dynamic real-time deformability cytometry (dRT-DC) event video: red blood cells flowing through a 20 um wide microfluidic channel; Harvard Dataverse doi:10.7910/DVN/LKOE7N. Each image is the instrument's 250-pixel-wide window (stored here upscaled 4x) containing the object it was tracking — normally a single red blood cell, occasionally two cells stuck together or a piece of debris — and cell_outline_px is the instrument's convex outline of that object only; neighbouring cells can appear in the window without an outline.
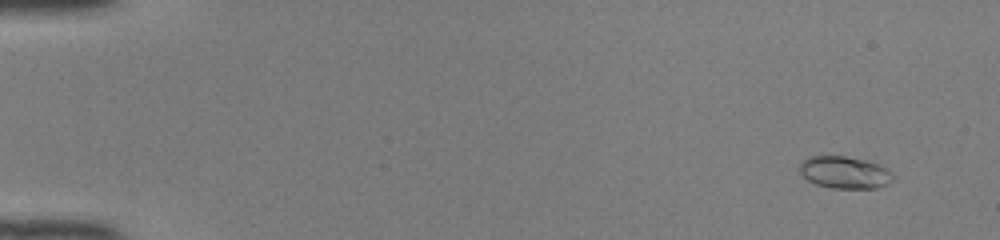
{"species": "common noctule bat (a hibernating species)", "species_latin": "Nyctalus noctula", "temperature_condition": "room temperature", "stored_images_in_passage": 50, "camera_frame_rate_fps": 3000, "um_per_image_px": 0.085, "animal": {"sex": "female", "body_mass_g": 22.0, "forearm_length_mm": 56.7}, "frame": {"image": 1, "passage_image": 4, "time_ms": 1.0, "image_size_px": [1000, 240], "cell_outline_px": [[896, 176], [888, 184], [876, 188], [832, 188], [816, 184], [808, 180], [800, 172], [800, 164], [804, 160], [812, 156], [844, 156], [864, 160], [888, 168]], "centroid_in_image_um": [71.84, 14.66], "position_along_channel_um": 13.2, "area_um2": 17.4}}
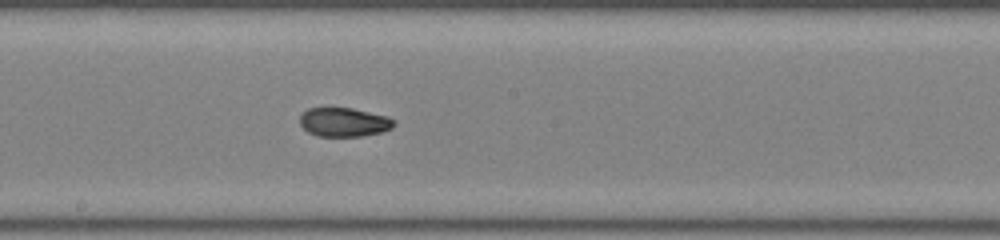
{"frame": {"image": 2, "passage_image": 29, "time_ms": 9.333, "image_size_px": [1000, 240], "cell_outline_px": [[396, 124], [392, 128], [380, 132], [360, 136], [316, 136], [308, 132], [300, 124], [300, 116], [308, 108], [352, 108], [388, 116], [396, 120]], "centroid_in_image_um": [29.26, 10.38], "position_along_channel_um": 218.9, "area_um2": 15.9}}
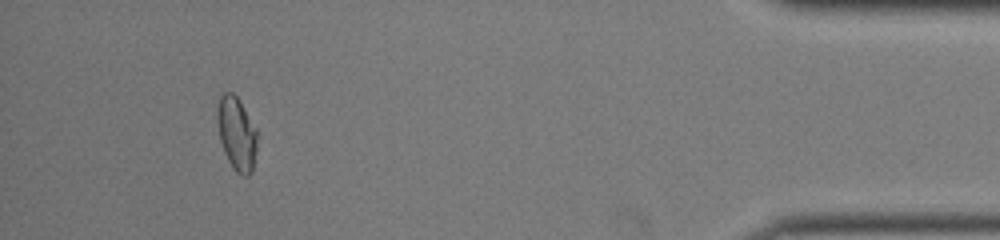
{"frame": {"image": 3, "passage_image": 47, "time_ms": 15.333, "image_size_px": [1000, 240], "cell_outline_px": [[256, 152], [252, 172], [248, 176], [240, 176], [232, 168], [224, 152], [220, 140], [216, 120], [216, 112], [220, 96], [224, 92], [232, 92], [240, 100], [256, 128]], "centroid_in_image_um": [20.1, 11.36], "position_along_channel_um": 415.1, "area_um2": 17.28}, "authors_computed_cell_mechanics": {"area_um2": 16.7331, "velocity_mm_per_s": 4.1589, "shape_relaxation_time_tau1_ms": 5.5667, "shape_relaxation_time_tau2_ms": 1.0929, "deformation_change_tau1": 0.192, "deformation_change_tau2": 0.0536}}